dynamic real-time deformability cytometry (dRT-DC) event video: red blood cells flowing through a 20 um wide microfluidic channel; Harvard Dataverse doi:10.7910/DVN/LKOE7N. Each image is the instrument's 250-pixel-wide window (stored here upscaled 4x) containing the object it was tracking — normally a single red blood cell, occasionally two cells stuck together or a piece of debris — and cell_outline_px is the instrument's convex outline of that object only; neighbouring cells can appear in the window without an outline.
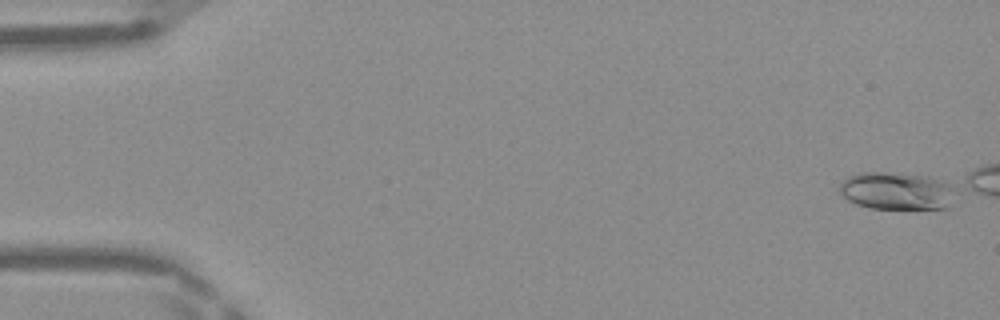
{"species": "Egyptian fruit bat (a non-hibernating species)", "species_latin": "Rousettus aegyptiacus", "temperature_condition": "warm", "stored_images_in_passage": 42, "camera_frame_rate_fps": 3000, "um_per_image_px": 0.085, "frame": {"image": 1, "passage_image": 1, "time_ms": 0.0, "image_size_px": [1000, 320], "cell_outline_px": [[952, 188], [948, 208], [868, 208], [856, 204], [848, 200], [840, 192], [840, 184], [848, 176], [860, 172], [896, 172], [928, 176]], "centroid_in_image_um": [76.1, 16.21], "position_along_channel_um": 8.9, "area_um2": 24.8}}
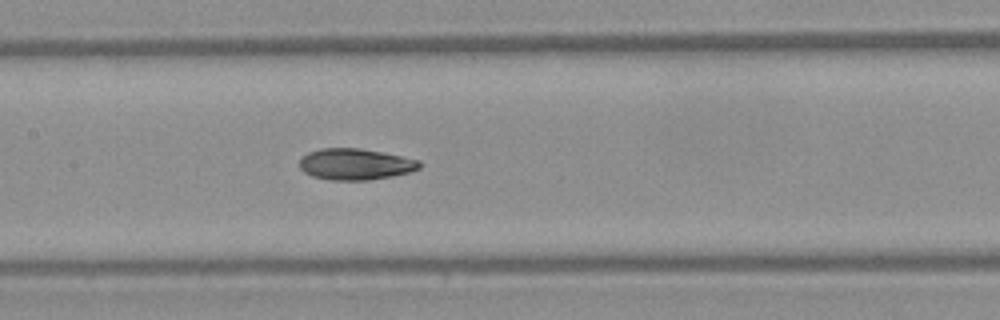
{"frame": {"image": 2, "passage_image": 23, "time_ms": 7.333, "image_size_px": [1000, 320], "cell_outline_px": [[424, 164], [420, 168], [408, 172], [392, 176], [368, 180], [328, 180], [312, 176], [304, 172], [300, 168], [300, 156], [308, 152], [320, 148], [360, 148], [420, 160]], "centroid_in_image_um": [30.18, 13.95], "position_along_channel_um": 177.2, "area_um2": 21.96}}
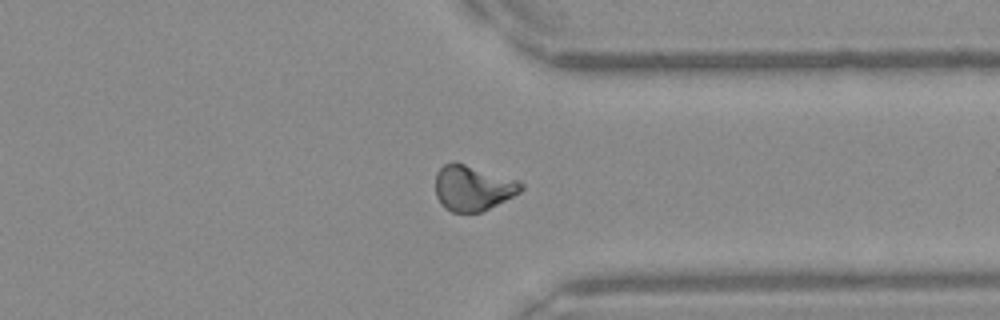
{"frame": {"image": 3, "passage_image": 37, "time_ms": 12.0, "image_size_px": [1000, 320], "cell_outline_px": [[524, 188], [520, 192], [480, 212], [452, 212], [444, 208], [440, 204], [436, 196], [436, 172], [444, 164], [452, 160], [520, 180], [524, 184]], "centroid_in_image_um": [40.17, 15.95], "position_along_channel_um": 371.2, "area_um2": 22.77}, "authors_computed_cell_mechanics": {"area_um2": 21.9351, "velocity_mm_per_s": 4.2012, "shape_relaxation_time_tau1_ms": 5.1301, "shape_relaxation_time_tau2_ms": 1.8603, "deformation_change_tau1": 0.1647, "deformation_change_tau2": 0.0679}}